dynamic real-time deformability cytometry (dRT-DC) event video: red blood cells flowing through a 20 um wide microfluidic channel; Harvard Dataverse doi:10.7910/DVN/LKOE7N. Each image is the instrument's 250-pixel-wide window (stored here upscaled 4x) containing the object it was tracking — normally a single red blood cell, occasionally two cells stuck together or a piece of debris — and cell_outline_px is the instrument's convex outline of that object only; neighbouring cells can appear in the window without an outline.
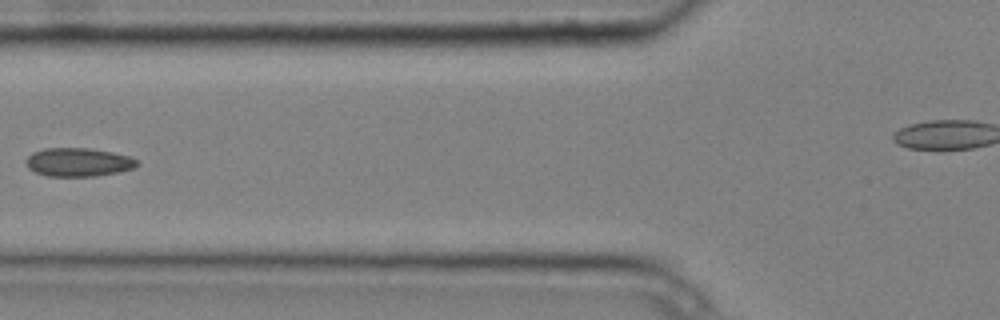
{"species": "common noctule bat (a hibernating species)", "species_latin": "Nyctalus noctula", "temperature_condition": "cold", "stored_images_in_passage": 8, "camera_frame_rate_fps": 3000, "um_per_image_px": 0.085, "animal": {"sex": "male", "body_mass_g": 20.4}, "frame": {"image": 1, "passage_image": 4, "time_ms": 1.0, "image_size_px": [1000, 320], "cell_outline_px": [[140, 164], [136, 168], [96, 176], [48, 176], [36, 172], [28, 168], [28, 156], [32, 152], [44, 148], [88, 148], [112, 152], [128, 156], [136, 160]], "centroid_in_image_um": [6.68, 13.78], "position_along_channel_um": 119.1, "area_um2": 18.32}}
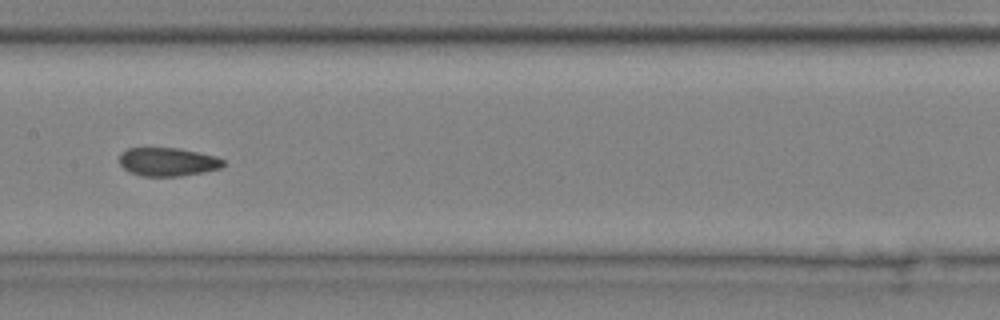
{"frame": {"image": 2, "passage_image": 6, "time_ms": 1.667, "image_size_px": [1000, 320], "cell_outline_px": [[224, 164], [220, 168], [204, 172], [180, 176], [144, 176], [132, 172], [124, 168], [120, 164], [120, 156], [128, 148], [180, 148], [216, 156], [224, 160]], "centroid_in_image_um": [14.3, 13.75], "position_along_channel_um": 193.1, "area_um2": 17.05}}
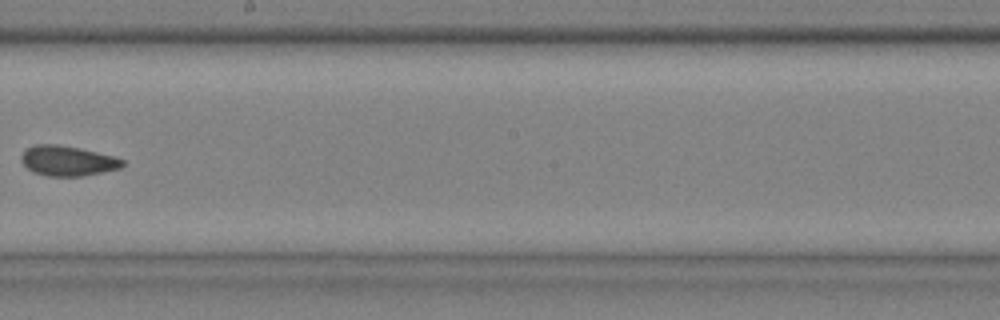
{"frame": {"image": 3, "passage_image": 7, "time_ms": 2.0, "image_size_px": [1000, 320], "cell_outline_px": [[124, 164], [120, 168], [84, 176], [48, 176], [32, 172], [20, 160], [20, 156], [28, 148], [36, 144], [56, 144], [80, 148], [112, 156], [124, 160]], "centroid_in_image_um": [5.73, 13.67], "position_along_channel_um": 242.5, "area_um2": 17.63}}